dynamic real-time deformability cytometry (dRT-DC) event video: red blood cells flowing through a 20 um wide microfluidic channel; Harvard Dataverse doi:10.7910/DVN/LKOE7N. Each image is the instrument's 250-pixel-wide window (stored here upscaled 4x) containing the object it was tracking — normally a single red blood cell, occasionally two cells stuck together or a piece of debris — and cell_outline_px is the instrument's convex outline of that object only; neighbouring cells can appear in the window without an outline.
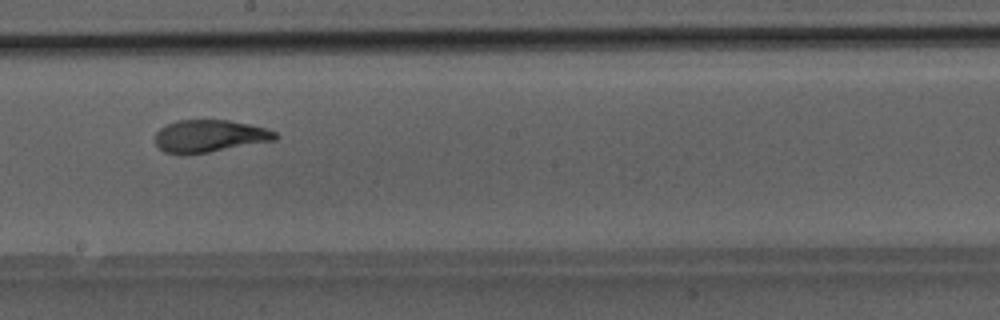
{"species": "Egyptian fruit bat (a non-hibernating species)", "species_latin": "Rousettus aegyptiacus", "temperature_condition": "room temperature", "stored_images_in_passage": 7, "camera_frame_rate_fps": 3000, "um_per_image_px": 0.085, "animal": {"sex": "male"}, "frame": {"image": 1, "passage_image": 5, "time_ms": 1.333, "image_size_px": [1000, 320], "cell_outline_px": [[280, 136], [276, 140], [208, 152], [184, 156], [180, 156], [164, 152], [156, 144], [156, 132], [160, 128], [176, 120], [228, 120], [248, 124], [264, 128], [276, 132]], "centroid_in_image_um": [17.78, 11.58], "position_along_channel_um": 230.4, "area_um2": 22.77}}
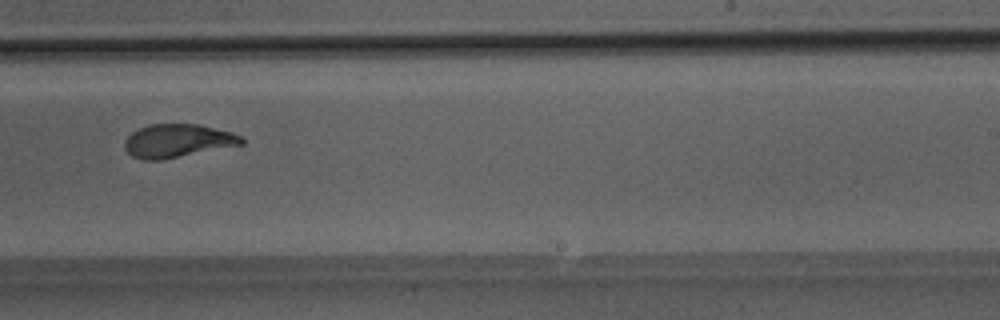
{"frame": {"image": 2, "passage_image": 6, "time_ms": 1.667, "image_size_px": [1000, 320], "cell_outline_px": [[244, 144], [160, 160], [144, 160], [132, 156], [124, 148], [124, 140], [132, 132], [148, 124], [200, 124], [232, 132], [244, 136]], "centroid_in_image_um": [15.11, 11.96], "position_along_channel_um": 273.9, "area_um2": 22.77}}